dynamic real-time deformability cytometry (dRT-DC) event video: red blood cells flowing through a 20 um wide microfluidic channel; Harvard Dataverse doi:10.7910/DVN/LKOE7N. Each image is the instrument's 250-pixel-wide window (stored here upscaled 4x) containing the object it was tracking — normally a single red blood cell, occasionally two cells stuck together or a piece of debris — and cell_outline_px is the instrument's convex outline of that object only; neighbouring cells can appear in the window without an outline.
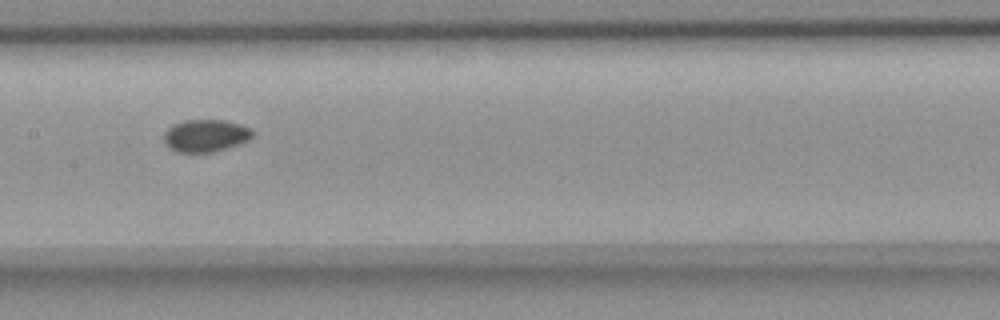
{"species": "common noctule bat (a hibernating species)", "species_latin": "Nyctalus noctula", "temperature_condition": "room temperature", "stored_images_in_passage": 14, "camera_frame_rate_fps": 3000, "um_per_image_px": 0.085, "animal": {"sex": "female", "body_mass_g": 18.4}, "frame": {"image": 1, "passage_image": 5, "time_ms": 5.333, "image_size_px": [1000, 320], "cell_outline_px": [[252, 136], [248, 140], [228, 148], [212, 152], [176, 152], [168, 148], [164, 144], [164, 132], [172, 124], [184, 120], [224, 120], [240, 124], [248, 128], [252, 132]], "centroid_in_image_um": [17.42, 11.53], "position_along_channel_um": 190.0, "area_um2": 16.76}}
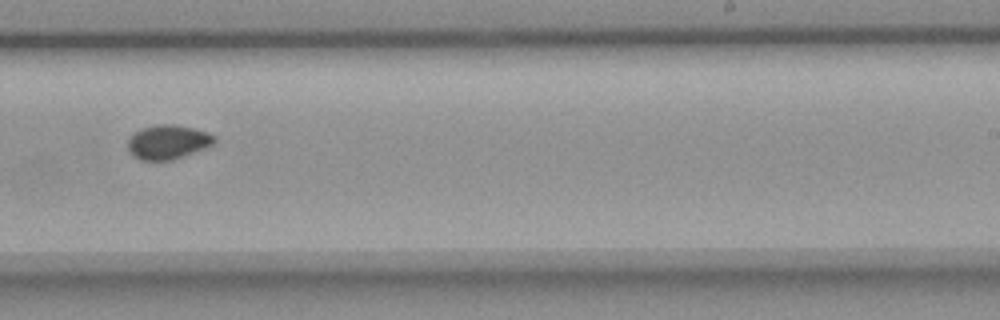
{"frame": {"image": 2, "passage_image": 7, "time_ms": 7.667, "image_size_px": [1000, 320], "cell_outline_px": [[216, 140], [212, 144], [204, 148], [184, 156], [172, 160], [140, 160], [128, 148], [128, 140], [140, 128], [156, 124], [172, 124], [192, 128], [208, 132], [216, 136]], "centroid_in_image_um": [14.29, 12.06], "position_along_channel_um": 274.7, "area_um2": 17.05}}
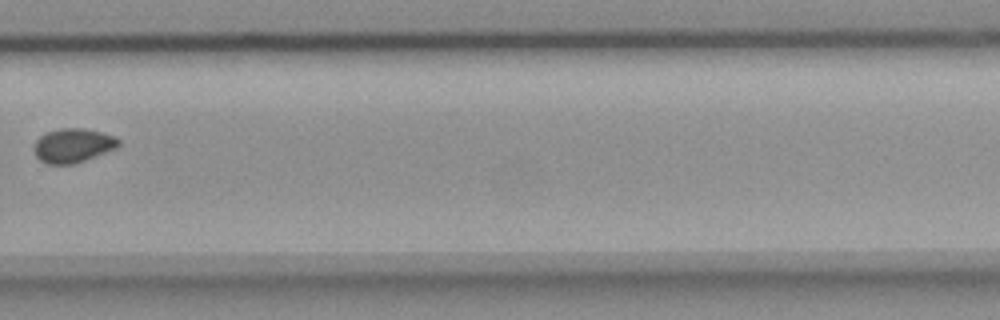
{"frame": {"image": 3, "passage_image": 8, "time_ms": 9.0, "image_size_px": [1000, 320], "cell_outline_px": [[120, 144], [116, 148], [76, 164], [48, 164], [40, 160], [36, 156], [32, 148], [36, 140], [44, 132], [60, 128], [84, 128], [100, 132], [112, 136], [120, 140]], "centroid_in_image_um": [6.16, 12.37], "position_along_channel_um": 323.6, "area_um2": 16.94}, "authors_computed_cell_mechanics": {"area_um2": 16.8776, "velocity_mm_per_s": 3.6433, "shape_relaxation_time_tau1_ms": 5.5531, "shape_relaxation_time_tau2_ms": null, "deformation_change_tau1": 0.2073, "deformation_change_tau2": null}}